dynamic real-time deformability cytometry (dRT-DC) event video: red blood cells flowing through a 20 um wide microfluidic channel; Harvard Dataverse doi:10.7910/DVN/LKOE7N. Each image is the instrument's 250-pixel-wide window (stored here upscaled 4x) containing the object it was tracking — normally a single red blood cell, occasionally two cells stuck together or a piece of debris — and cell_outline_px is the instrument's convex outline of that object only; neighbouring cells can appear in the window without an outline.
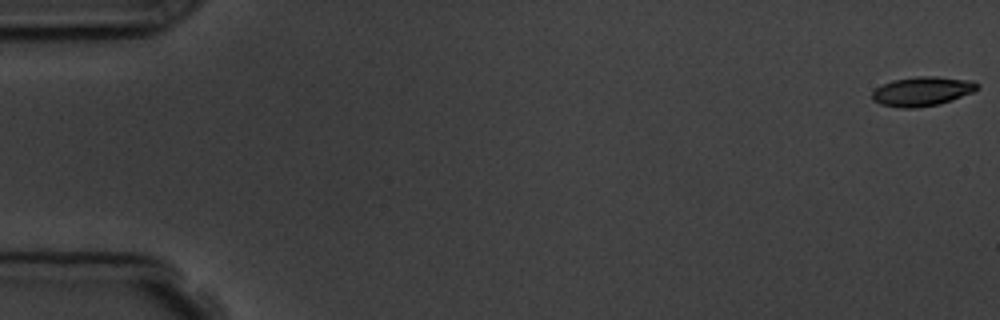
{"species": "common noctule bat (a hibernating species)", "species_latin": "Nyctalus noctula", "temperature_condition": "room temperature", "stored_images_in_passage": 5, "camera_frame_rate_fps": 3000, "um_per_image_px": 0.085, "animal": {"sex": "male", "body_mass_g": 19.5, "forearm_length_mm": 54.6}, "frame": {"image": 1, "passage_image": 1, "time_ms": 0.0, "image_size_px": [1000, 320], "cell_outline_px": [[980, 88], [972, 92], [952, 100], [936, 104], [916, 108], [900, 108], [880, 104], [872, 100], [872, 92], [880, 84], [892, 80], [916, 76], [936, 76], [972, 80], [980, 84]], "centroid_in_image_um": [78.37, 7.75], "position_along_channel_um": 6.6, "area_um2": 18.15}}